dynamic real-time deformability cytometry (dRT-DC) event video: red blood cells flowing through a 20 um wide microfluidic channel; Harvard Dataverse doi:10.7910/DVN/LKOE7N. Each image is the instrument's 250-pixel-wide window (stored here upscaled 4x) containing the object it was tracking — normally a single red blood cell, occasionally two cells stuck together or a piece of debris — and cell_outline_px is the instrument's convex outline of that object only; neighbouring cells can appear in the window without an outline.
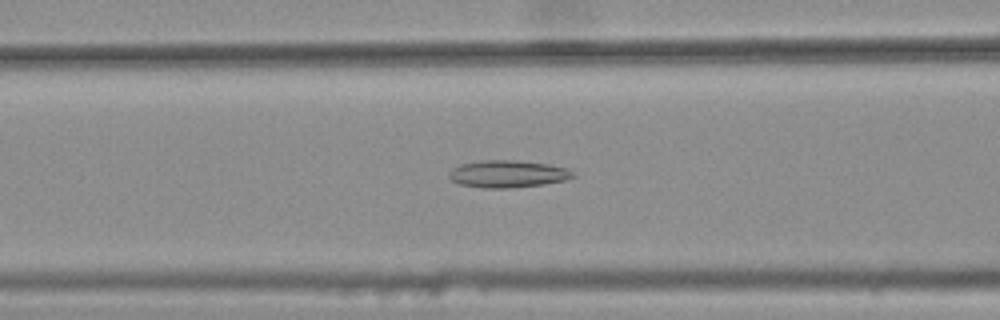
{"species": "common noctule bat (a hibernating species)", "species_latin": "Nyctalus noctula", "temperature_condition": "warm", "stored_images_in_passage": 45, "camera_frame_rate_fps": 3000, "um_per_image_px": 0.085, "animal": {"sex": "female", "body_mass_g": 25.1}, "frame": {"image": 1, "passage_image": 21, "time_ms": 6.667, "image_size_px": [1000, 320], "cell_outline_px": [[576, 176], [564, 180], [544, 184], [508, 188], [484, 188], [460, 184], [452, 180], [448, 176], [448, 172], [452, 168], [460, 164], [480, 160], [516, 160], [548, 164], [568, 168]], "centroid_in_image_um": [43.13, 14.77], "position_along_channel_um": 123.5, "area_um2": 19.71}}
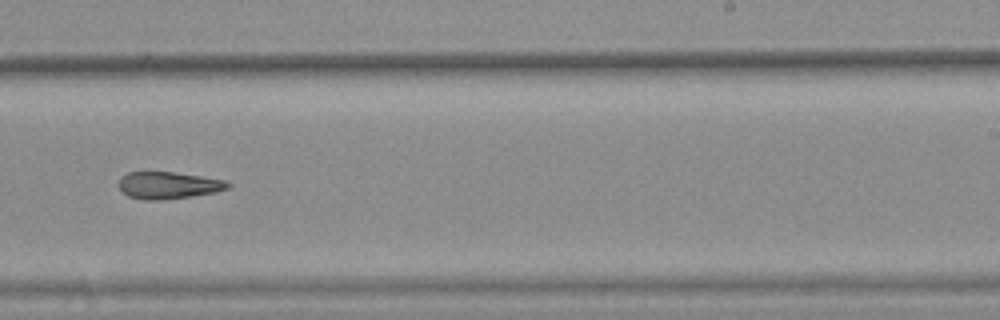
{"frame": {"image": 2, "passage_image": 33, "time_ms": 10.667, "image_size_px": [1000, 320], "cell_outline_px": [[232, 184], [228, 188], [216, 192], [192, 196], [160, 200], [144, 200], [128, 196], [120, 188], [120, 176], [128, 172], [172, 172], [200, 176], [224, 180]], "centroid_in_image_um": [14.31, 15.75], "position_along_channel_um": 274.7, "area_um2": 17.05}}
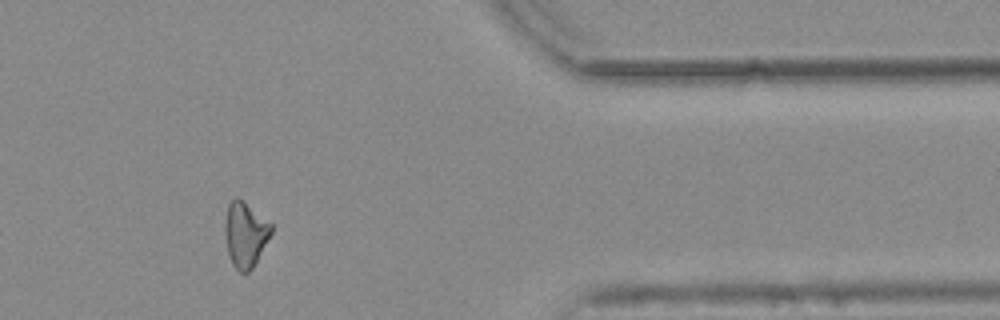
{"frame": {"image": 3, "passage_image": 44, "time_ms": 14.333, "image_size_px": [1000, 320], "cell_outline_px": [[272, 232], [252, 268], [248, 272], [240, 272], [232, 264], [228, 252], [224, 228], [224, 224], [228, 204], [236, 196], [272, 224]], "centroid_in_image_um": [20.83, 19.92], "position_along_channel_um": 390.6, "area_um2": 17.17}, "authors_computed_cell_mechanics": {"area_um2": 18.0914, "velocity_mm_per_s": 3.7923, "shape_relaxation_time_tau1_ms": null, "shape_relaxation_time_tau2_ms": 9.5977, "deformation_change_tau1": null, "deformation_change_tau2": 0.2439}}